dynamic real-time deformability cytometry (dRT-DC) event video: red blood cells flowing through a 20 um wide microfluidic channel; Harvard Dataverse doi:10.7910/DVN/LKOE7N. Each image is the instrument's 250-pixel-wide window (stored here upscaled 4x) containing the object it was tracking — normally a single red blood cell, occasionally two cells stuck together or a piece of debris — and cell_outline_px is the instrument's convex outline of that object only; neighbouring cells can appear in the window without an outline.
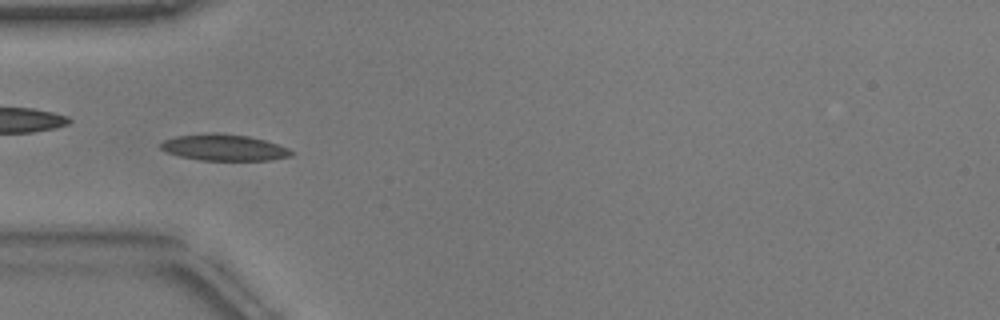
{"species": "common noctule bat (a hibernating species)", "species_latin": "Nyctalus noctula", "temperature_condition": "warm", "stored_images_in_passage": 52, "camera_frame_rate_fps": 3000, "um_per_image_px": 0.085, "animal": {"sex": "male", "body_mass_g": 17.9}, "frame": {"image": 1, "passage_image": 16, "time_ms": 5.0, "image_size_px": [1000, 320], "cell_outline_px": [[296, 152], [292, 156], [268, 160], [200, 160], [180, 156], [168, 152], [160, 148], [160, 144], [164, 140], [176, 136], [248, 136], [264, 140], [288, 148]], "centroid_in_image_um": [19.11, 12.6], "position_along_channel_um": 65.9, "area_um2": 18.9}}
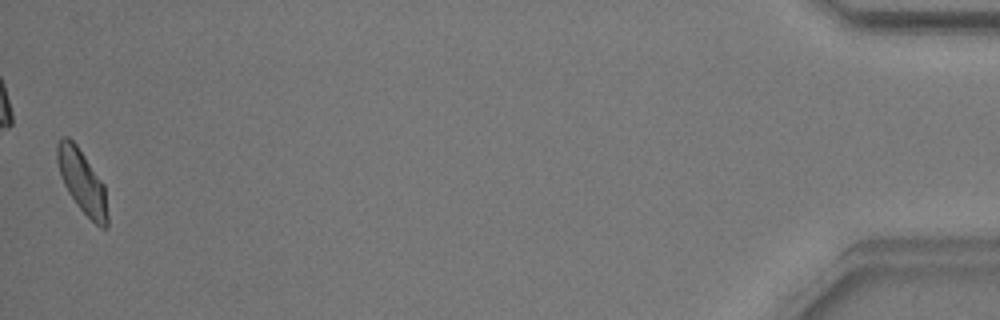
{"frame": {"image": 2, "passage_image": 52, "time_ms": 17.0, "image_size_px": [1000, 320], "cell_outline_px": [[108, 228], [100, 228], [76, 204], [68, 192], [60, 176], [56, 160], [56, 144], [60, 136], [68, 136], [76, 144], [104, 184], [108, 216]], "centroid_in_image_um": [6.96, 15.41], "position_along_channel_um": 428.2, "area_um2": 18.61}, "authors_computed_cell_mechanics": {"area_um2": 18.4382, "velocity_mm_per_s": 3.7999, "shape_relaxation_time_tau1_ms": 3.1422, "shape_relaxation_time_tau2_ms": 2.1224, "deformation_change_tau1": 0.1341, "deformation_change_tau2": 0.0761}}